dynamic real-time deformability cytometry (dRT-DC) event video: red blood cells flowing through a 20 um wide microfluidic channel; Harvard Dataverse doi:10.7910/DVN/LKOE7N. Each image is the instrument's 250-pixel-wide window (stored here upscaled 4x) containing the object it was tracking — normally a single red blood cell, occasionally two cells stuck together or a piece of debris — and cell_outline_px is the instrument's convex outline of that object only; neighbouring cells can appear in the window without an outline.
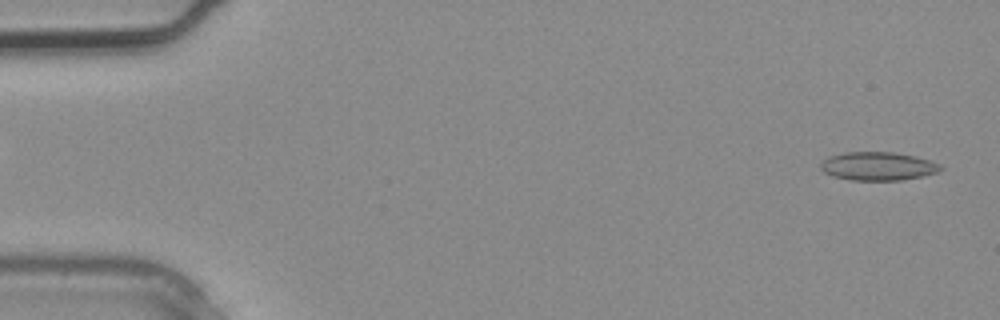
{"species": "common noctule bat (a hibernating species)", "species_latin": "Nyctalus noctula", "temperature_condition": "warm", "stored_images_in_passage": 3, "camera_frame_rate_fps": 3000, "um_per_image_px": 0.085, "animal": {"sex": "male", "body_mass_g": 20.4}, "frame": {"image": 1, "passage_image": 3, "time_ms": 0.667, "image_size_px": [1000, 320], "cell_outline_px": [[944, 168], [936, 172], [924, 176], [900, 180], [848, 180], [832, 176], [824, 172], [820, 168], [820, 164], [828, 156], [844, 152], [892, 152], [916, 156], [940, 164]], "centroid_in_image_um": [74.6, 14.12], "position_along_channel_um": 10.4, "area_um2": 19.94}}